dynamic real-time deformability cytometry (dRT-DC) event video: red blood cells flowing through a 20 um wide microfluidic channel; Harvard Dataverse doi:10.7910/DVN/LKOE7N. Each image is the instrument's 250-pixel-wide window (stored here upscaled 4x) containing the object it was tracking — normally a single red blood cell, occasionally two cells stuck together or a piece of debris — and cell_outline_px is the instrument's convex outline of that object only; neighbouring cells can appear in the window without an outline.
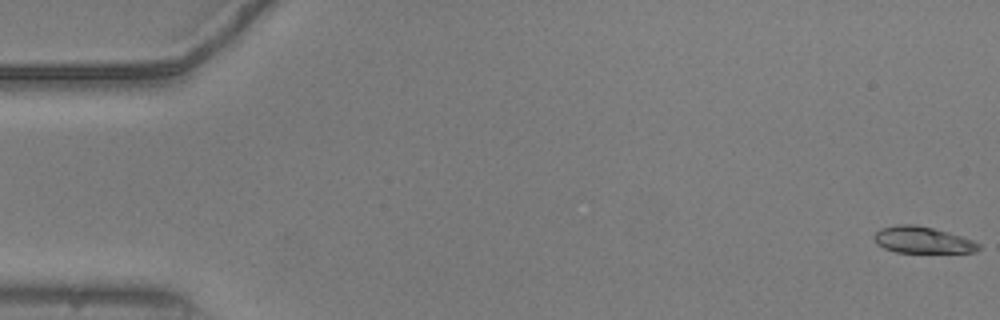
{"species": "common noctule bat (a hibernating species)", "species_latin": "Nyctalus noctula", "temperature_condition": "warm", "stored_images_in_passage": 55, "camera_frame_rate_fps": 3000, "um_per_image_px": 0.085, "animal": {"sex": "male", "body_mass_g": 20.5, "forearm_length_mm": 52.5}, "frame": {"image": 1, "passage_image": 1, "time_ms": 0.0, "image_size_px": [1000, 320], "cell_outline_px": [[980, 248], [976, 252], [896, 252], [884, 248], [876, 244], [872, 236], [880, 228], [896, 224], [916, 224], [948, 232], [972, 240], [980, 244]], "centroid_in_image_um": [78.37, 20.39], "position_along_channel_um": 6.6, "area_um2": 16.18}}
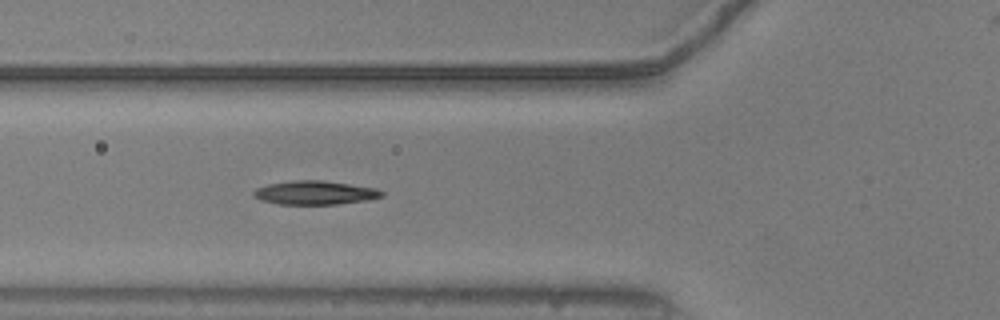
{"frame": {"image": 2, "passage_image": 20, "time_ms": 6.333, "image_size_px": [1000, 320], "cell_outline_px": [[384, 196], [368, 200], [336, 204], [280, 204], [260, 200], [252, 196], [252, 192], [256, 188], [268, 184], [296, 180], [324, 180], [376, 188], [384, 192]], "centroid_in_image_um": [26.77, 16.38], "position_along_channel_um": 99.0, "area_um2": 17.8}}
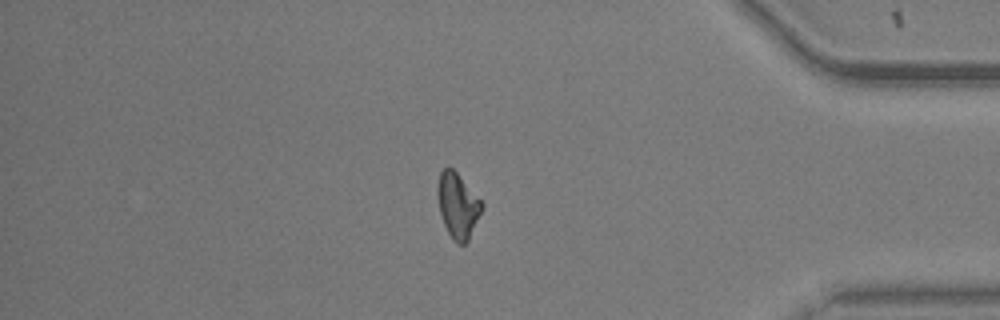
{"frame": {"image": 3, "passage_image": 46, "time_ms": 15.0, "image_size_px": [1000, 320], "cell_outline_px": [[484, 208], [468, 240], [464, 244], [460, 244], [452, 240], [444, 224], [440, 212], [436, 192], [436, 188], [440, 172], [444, 168], [452, 168], [456, 172], [484, 204]], "centroid_in_image_um": [38.9, 17.48], "position_along_channel_um": 396.3, "area_um2": 16.7}, "authors_computed_cell_mechanics": {"area_um2": 16.9932, "velocity_mm_per_s": 3.7765, "shape_relaxation_time_tau1_ms": 11.2765, "shape_relaxation_time_tau2_ms": null, "deformation_change_tau1": 0.2867, "deformation_change_tau2": null}}